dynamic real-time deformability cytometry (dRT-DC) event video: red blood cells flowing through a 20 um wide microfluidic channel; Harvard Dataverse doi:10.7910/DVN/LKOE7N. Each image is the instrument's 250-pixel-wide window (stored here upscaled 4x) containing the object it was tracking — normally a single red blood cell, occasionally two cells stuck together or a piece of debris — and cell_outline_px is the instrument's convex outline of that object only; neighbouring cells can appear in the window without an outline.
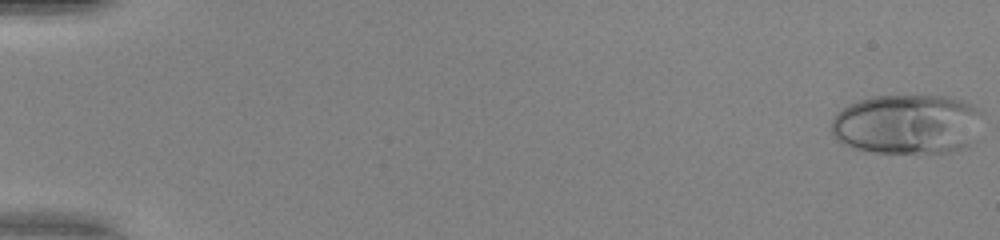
{"species": "human", "species_latin": "Homo sapiens", "temperature_condition": "warm", "stored_images_in_passage": 50, "camera_frame_rate_fps": 3000, "um_per_image_px": 0.085, "donor": {"sex": "female"}, "frame": {"image": 1, "passage_image": 1, "time_ms": 0.0, "image_size_px": [1000, 240], "cell_outline_px": [[984, 112], [968, 148], [948, 152], [872, 152], [852, 148], [840, 144], [832, 136], [832, 120], [844, 108], [860, 100], [872, 96], [948, 96], [968, 100], [980, 108]], "centroid_in_image_um": [77.15, 10.55], "position_along_channel_um": 7.8, "area_um2": 53.12}}
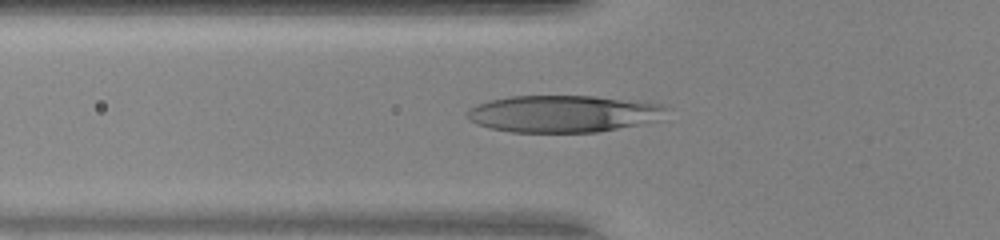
{"frame": {"image": 2, "passage_image": 19, "time_ms": 6.0, "image_size_px": [1000, 240], "cell_outline_px": [[672, 108], [656, 120], [596, 132], [512, 132], [488, 128], [476, 124], [468, 120], [464, 112], [468, 108], [476, 104], [488, 100], [508, 96], [592, 96], [664, 104]], "centroid_in_image_um": [47.79, 9.66], "position_along_channel_um": 78.0, "area_um2": 43.06}}
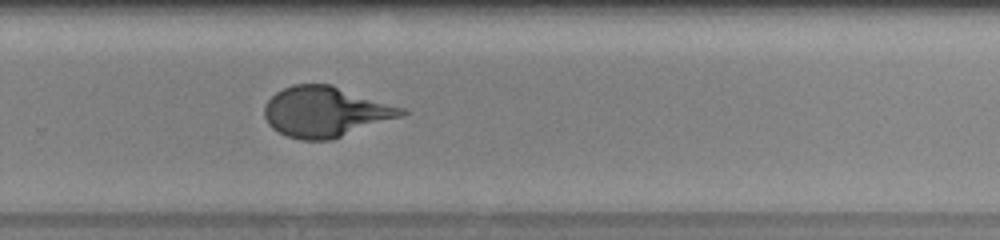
{"frame": {"image": 3, "passage_image": 35, "time_ms": 11.333, "image_size_px": [1000, 240], "cell_outline_px": [[408, 112], [404, 116], [332, 140], [300, 140], [288, 136], [272, 128], [268, 124], [264, 116], [264, 108], [268, 100], [276, 92], [292, 84], [328, 84], [404, 108]], "centroid_in_image_um": [27.66, 9.52], "position_along_channel_um": 302.1, "area_um2": 40.11}, "authors_computed_cell_mechanics": {"area_um2": 40.7779, "velocity_mm_per_s": 4.1938, "shape_relaxation_time_tau1_ms": 4.4324, "shape_relaxation_time_tau2_ms": null, "deformation_change_tau1": 0.2719, "deformation_change_tau2": null}}